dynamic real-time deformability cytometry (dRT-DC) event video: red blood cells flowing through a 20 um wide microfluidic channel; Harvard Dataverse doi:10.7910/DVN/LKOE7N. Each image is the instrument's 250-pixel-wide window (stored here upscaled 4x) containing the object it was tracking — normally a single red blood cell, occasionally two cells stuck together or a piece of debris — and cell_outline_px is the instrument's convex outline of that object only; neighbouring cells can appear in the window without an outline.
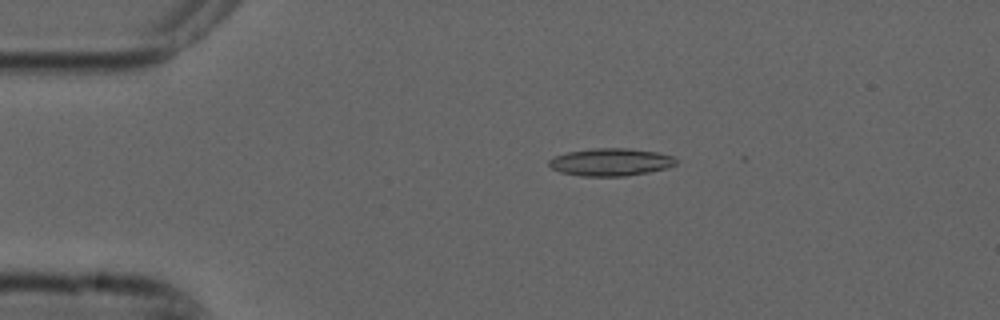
{"species": "common noctule bat (a hibernating species)", "species_latin": "Nyctalus noctula", "temperature_condition": "cold", "stored_images_in_passage": 53, "camera_frame_rate_fps": 3000, "um_per_image_px": 0.085, "animal": {"sex": "male", "forearm_length_mm": 52.5}, "frame": {"image": 1, "passage_image": 10, "time_ms": 3.0, "image_size_px": [1000, 320], "cell_outline_px": [[676, 164], [668, 168], [648, 172], [624, 176], [580, 176], [560, 172], [552, 168], [548, 164], [548, 160], [556, 156], [568, 152], [592, 148], [628, 148], [656, 152], [672, 156], [676, 160]], "centroid_in_image_um": [51.9, 13.78], "position_along_channel_um": 33.1, "area_um2": 20.35}}
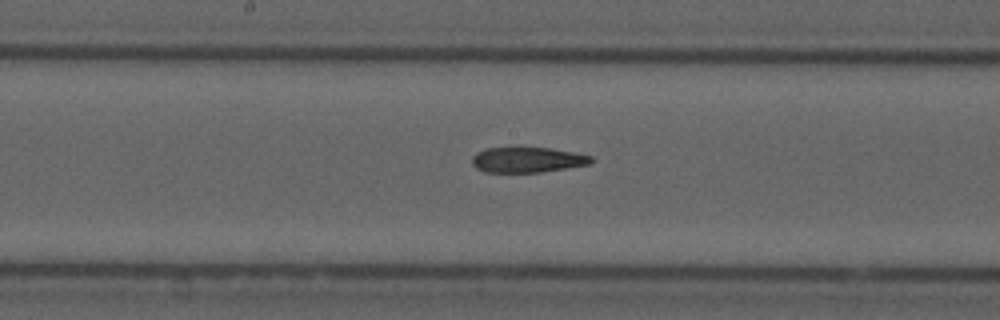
{"frame": {"image": 2, "passage_image": 27, "time_ms": 8.667, "image_size_px": [1000, 320], "cell_outline_px": [[596, 160], [592, 164], [540, 172], [484, 172], [476, 168], [472, 164], [472, 156], [476, 152], [488, 148], [552, 148], [576, 152], [592, 156]], "centroid_in_image_um": [44.88, 13.58], "position_along_channel_um": 203.3, "area_um2": 17.74}}
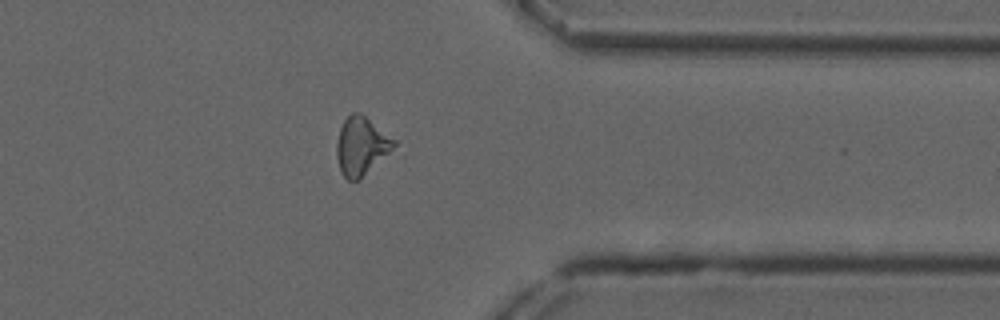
{"frame": {"image": 3, "passage_image": 42, "time_ms": 13.667, "image_size_px": [1000, 320], "cell_outline_px": [[396, 144], [360, 180], [348, 180], [340, 172], [336, 156], [336, 144], [340, 128], [344, 120], [352, 112], [360, 112], [396, 140]], "centroid_in_image_um": [30.67, 12.41], "position_along_channel_um": 380.7, "area_um2": 19.19}, "authors_computed_cell_mechanics": {"area_um2": 19.2474, "velocity_mm_per_s": 3.7608, "shape_relaxation_time_tau1_ms": null, "shape_relaxation_time_tau2_ms": 6.2817, "deformation_change_tau1": null, "deformation_change_tau2": 0.1957}}